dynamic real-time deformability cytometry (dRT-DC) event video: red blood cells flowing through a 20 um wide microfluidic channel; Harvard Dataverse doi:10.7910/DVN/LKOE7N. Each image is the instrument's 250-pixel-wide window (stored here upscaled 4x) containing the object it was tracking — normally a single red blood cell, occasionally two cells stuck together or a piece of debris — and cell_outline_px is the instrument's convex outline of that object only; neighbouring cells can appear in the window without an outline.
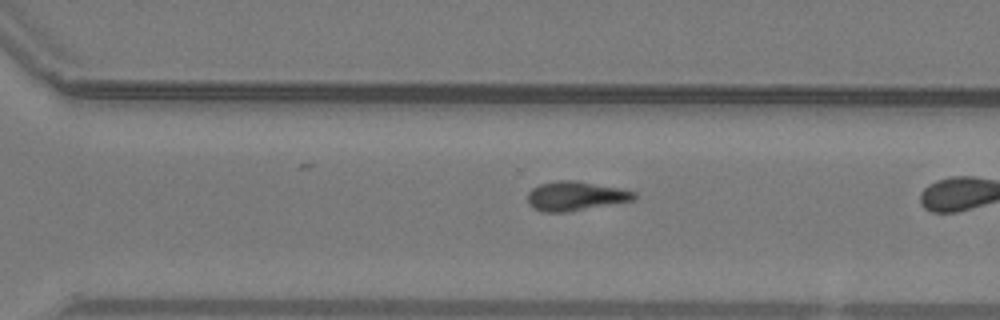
{"species": "common noctule bat (a hibernating species)", "species_latin": "Nyctalus noctula", "temperature_condition": "warm", "stored_images_in_passage": 30, "camera_frame_rate_fps": 3000, "um_per_image_px": 0.085, "animal": {"sex": "male", "body_mass_g": 19.2, "forearm_length_mm": 51.8}, "frame": {"image": 1, "passage_image": 26, "time_ms": 8.333, "image_size_px": [1000, 320], "cell_outline_px": [[636, 200], [568, 212], [544, 212], [532, 208], [528, 204], [528, 192], [532, 188], [540, 184], [556, 180], [576, 180], [620, 188], [636, 192]], "centroid_in_image_um": [48.92, 16.66], "position_along_channel_um": 321.7, "area_um2": 18.38}}